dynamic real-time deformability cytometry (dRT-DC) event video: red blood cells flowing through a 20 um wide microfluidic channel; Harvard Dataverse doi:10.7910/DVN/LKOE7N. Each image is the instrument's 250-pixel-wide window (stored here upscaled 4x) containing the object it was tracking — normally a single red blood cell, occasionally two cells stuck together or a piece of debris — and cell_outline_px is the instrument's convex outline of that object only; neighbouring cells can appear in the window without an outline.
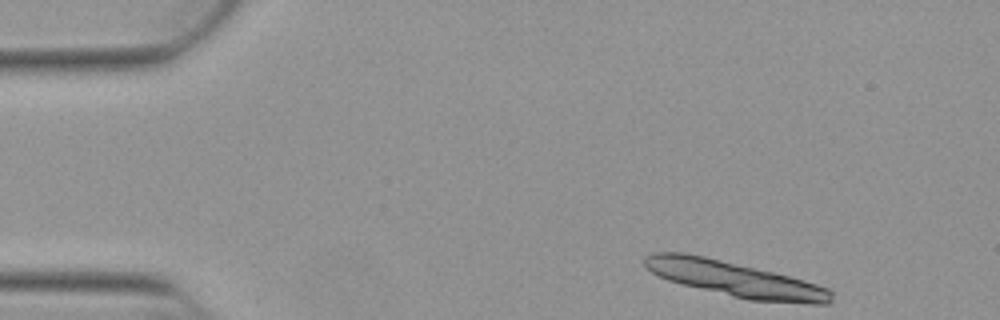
{"species": "Egyptian fruit bat (a non-hibernating species)", "species_latin": "Rousettus aegyptiacus", "temperature_condition": "warm", "stored_images_in_passage": 10, "camera_frame_rate_fps": 3000, "um_per_image_px": 0.085, "animal": {"sex": "female"}, "frame": {"image": 1, "passage_image": 1, "time_ms": 0.0, "image_size_px": [1000, 320], "cell_outline_px": [[832, 304], [804, 304], [748, 300], [668, 280], [644, 268], [644, 256], [652, 252], [684, 252], [704, 256], [772, 272], [804, 280], [828, 288], [832, 292]], "centroid_in_image_um": [62.48, 23.72], "position_along_channel_um": 22.5, "area_um2": 38.03}}